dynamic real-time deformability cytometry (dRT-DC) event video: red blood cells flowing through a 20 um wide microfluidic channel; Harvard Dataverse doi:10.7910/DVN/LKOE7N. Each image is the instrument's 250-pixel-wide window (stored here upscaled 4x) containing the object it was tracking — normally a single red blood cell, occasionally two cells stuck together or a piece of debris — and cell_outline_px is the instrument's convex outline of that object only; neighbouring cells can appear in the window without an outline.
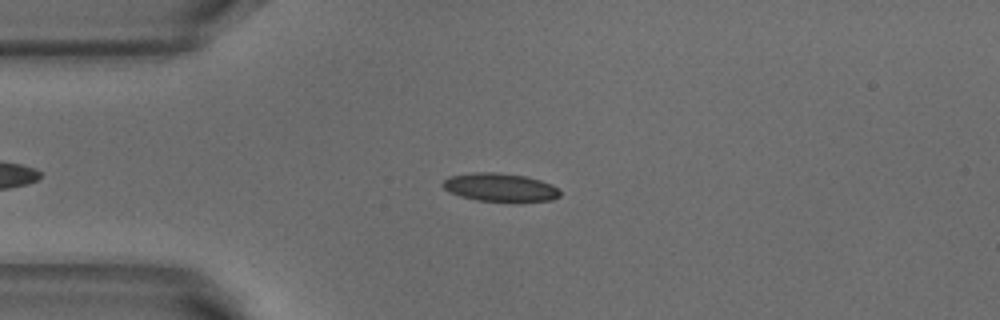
{"species": "common noctule bat (a hibernating species)", "species_latin": "Nyctalus noctula", "temperature_condition": "warm", "stored_images_in_passage": 41, "camera_frame_rate_fps": 3000, "um_per_image_px": 0.085, "animal": {"sex": "male", "body_mass_g": 18.8}, "frame": {"image": 1, "passage_image": 6, "time_ms": 1.667, "image_size_px": [1000, 320], "cell_outline_px": [[560, 196], [552, 200], [476, 200], [460, 196], [448, 192], [440, 184], [448, 176], [472, 172], [496, 172], [524, 176], [540, 180], [552, 184], [560, 192]], "centroid_in_image_um": [42.43, 15.9], "position_along_channel_um": 42.6, "area_um2": 19.02}}
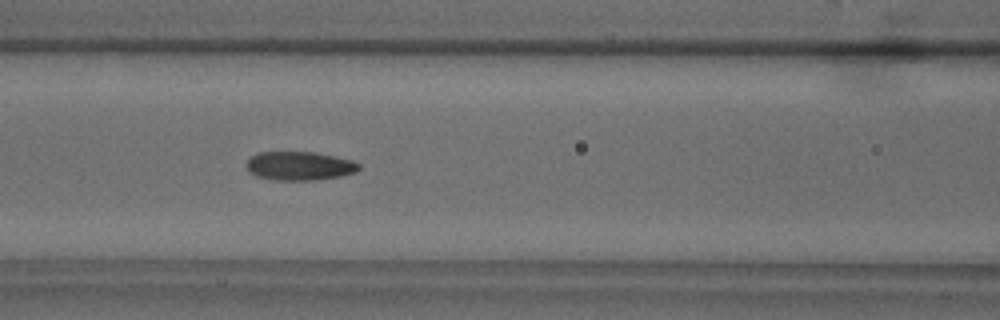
{"frame": {"image": 2, "passage_image": 15, "time_ms": 4.667, "image_size_px": [1000, 320], "cell_outline_px": [[360, 168], [356, 172], [340, 176], [316, 180], [276, 180], [256, 176], [248, 172], [244, 164], [252, 156], [260, 152], [312, 152], [352, 160], [360, 164]], "centroid_in_image_um": [25.43, 14.11], "position_along_channel_um": 141.2, "area_um2": 18.84}}
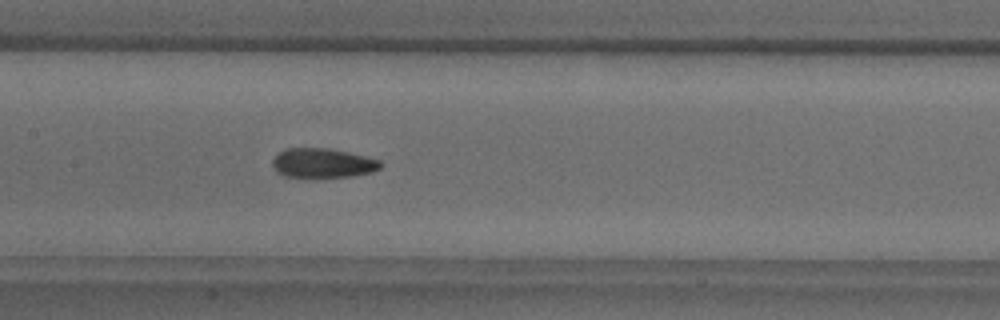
{"frame": {"image": 3, "passage_image": 18, "time_ms": 5.667, "image_size_px": [1000, 320], "cell_outline_px": [[384, 164], [380, 168], [372, 172], [352, 176], [284, 176], [276, 172], [272, 164], [272, 160], [284, 148], [328, 148], [348, 152], [380, 160]], "centroid_in_image_um": [27.44, 13.84], "position_along_channel_um": 180.0, "area_um2": 18.32}, "authors_computed_cell_mechanics": {"area_um2": 19.4208, "velocity_mm_per_s": 3.8728, "shape_relaxation_time_tau1_ms": 9.7207, "shape_relaxation_time_tau2_ms": 1.1063, "deformation_change_tau1": 0.2487, "deformation_change_tau2": 0.0709}}